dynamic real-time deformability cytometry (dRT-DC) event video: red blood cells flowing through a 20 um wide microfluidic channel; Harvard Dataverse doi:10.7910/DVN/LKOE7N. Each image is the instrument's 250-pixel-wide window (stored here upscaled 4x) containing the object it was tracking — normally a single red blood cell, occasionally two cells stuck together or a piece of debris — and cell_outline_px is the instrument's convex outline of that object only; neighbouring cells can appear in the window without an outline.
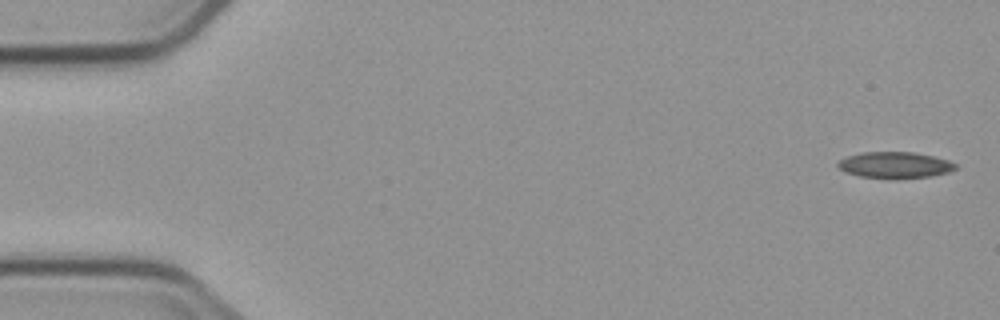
{"species": "common noctule bat (a hibernating species)", "species_latin": "Nyctalus noctula", "temperature_condition": "cold", "stored_images_in_passage": 5, "camera_frame_rate_fps": 3000, "um_per_image_px": 0.085, "animal": {"sex": "male", "body_mass_g": 23.1, "forearm_length_mm": 52.7}, "frame": {"image": 1, "passage_image": 1, "time_ms": 0.0, "image_size_px": [1000, 320], "cell_outline_px": [[956, 168], [948, 172], [932, 176], [896, 180], [888, 180], [860, 176], [844, 172], [836, 164], [840, 160], [848, 156], [860, 152], [912, 152], [932, 156], [948, 160], [956, 164]], "centroid_in_image_um": [76.05, 14.05], "position_along_channel_um": 9.0, "area_um2": 18.32}}
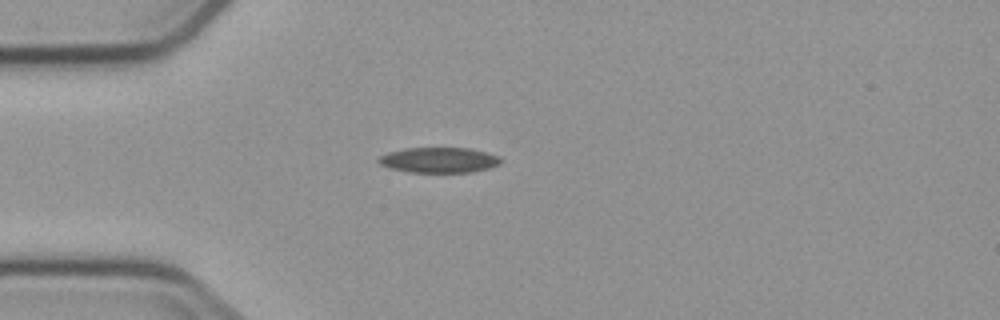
{"frame": {"image": 2, "passage_image": 4, "time_ms": 4.333, "image_size_px": [1000, 320], "cell_outline_px": [[504, 160], [500, 164], [488, 168], [472, 172], [408, 172], [388, 168], [380, 164], [376, 160], [380, 156], [388, 152], [404, 148], [468, 148], [500, 156]], "centroid_in_image_um": [37.3, 13.6], "position_along_channel_um": 47.7, "area_um2": 18.15}}